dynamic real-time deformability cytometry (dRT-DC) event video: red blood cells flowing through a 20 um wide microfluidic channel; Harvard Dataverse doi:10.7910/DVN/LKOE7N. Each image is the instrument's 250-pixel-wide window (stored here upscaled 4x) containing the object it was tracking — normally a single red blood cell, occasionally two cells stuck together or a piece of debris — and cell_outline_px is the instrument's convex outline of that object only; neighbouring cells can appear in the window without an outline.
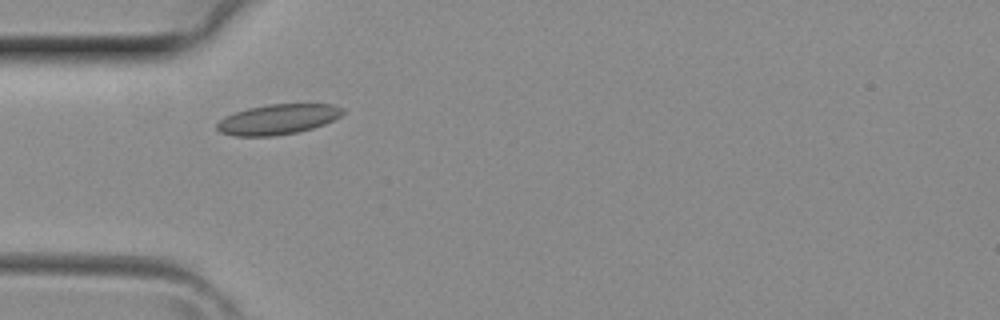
{"species": "common noctule bat (a hibernating species)", "species_latin": "Nyctalus noctula", "temperature_condition": "room temperature", "stored_images_in_passage": 3, "camera_frame_rate_fps": 3000, "um_per_image_px": 0.085, "animal": {"sex": "female", "body_mass_g": 29.2, "forearm_length_mm": 56.3}, "frame": {"image": 1, "passage_image": 2, "time_ms": 0.333, "image_size_px": [1000, 320], "cell_outline_px": [[344, 112], [340, 116], [324, 124], [312, 128], [296, 132], [272, 136], [236, 136], [220, 132], [216, 128], [216, 124], [224, 116], [248, 108], [268, 104], [332, 104], [344, 108]], "centroid_in_image_um": [23.61, 10.14], "position_along_channel_um": 61.4, "area_um2": 22.02}}
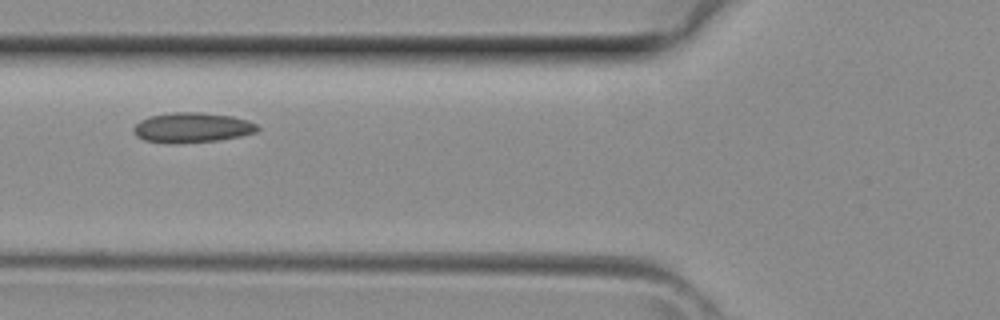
{"frame": {"image": 2, "passage_image": 3, "time_ms": 0.667, "image_size_px": [1000, 320], "cell_outline_px": [[260, 128], [256, 132], [240, 136], [216, 140], [176, 144], [144, 140], [136, 136], [132, 132], [132, 128], [140, 120], [148, 116], [172, 112], [200, 112], [232, 116], [248, 120], [256, 124]], "centroid_in_image_um": [16.29, 10.84], "position_along_channel_um": 109.5, "area_um2": 21.79}}